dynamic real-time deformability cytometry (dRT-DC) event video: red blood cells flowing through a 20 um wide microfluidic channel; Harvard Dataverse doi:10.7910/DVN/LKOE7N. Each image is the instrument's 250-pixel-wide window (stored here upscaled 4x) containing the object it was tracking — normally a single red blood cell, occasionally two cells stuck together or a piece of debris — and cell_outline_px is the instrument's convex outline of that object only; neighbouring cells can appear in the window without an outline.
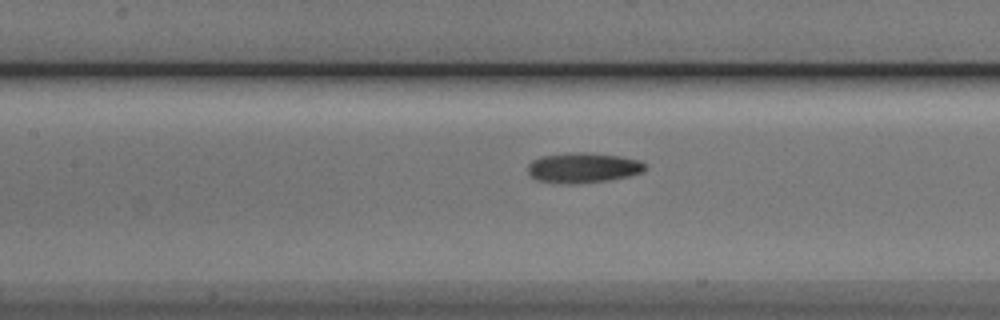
{"species": "Egyptian fruit bat (a non-hibernating species)", "species_latin": "Rousettus aegyptiacus", "temperature_condition": "cold", "stored_images_in_passage": 35, "camera_frame_rate_fps": 3000, "um_per_image_px": 0.085, "animal": {"sex": "male"}, "frame": {"image": 1, "passage_image": 13, "time_ms": 4.0, "image_size_px": [1000, 320], "cell_outline_px": [[644, 168], [640, 172], [628, 176], [608, 180], [576, 184], [560, 184], [536, 180], [528, 176], [528, 164], [532, 160], [540, 156], [572, 152], [588, 152], [620, 156], [640, 160], [644, 164]], "centroid_in_image_um": [49.48, 14.26], "position_along_channel_um": 157.9, "area_um2": 20.81}}
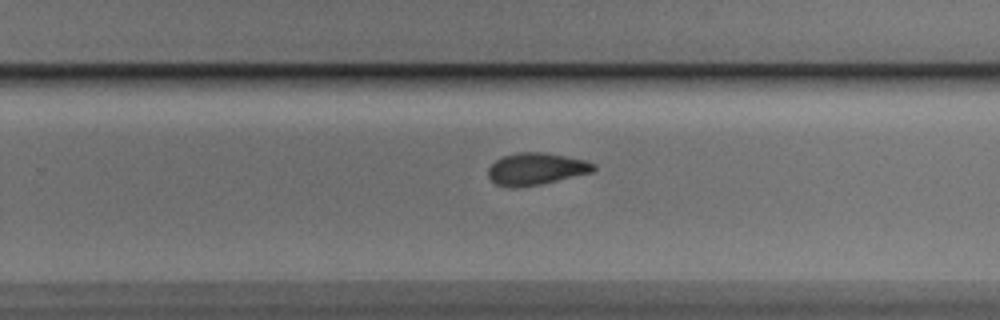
{"frame": {"image": 2, "passage_image": 23, "time_ms": 7.333, "image_size_px": [1000, 320], "cell_outline_px": [[596, 168], [592, 172], [540, 184], [520, 188], [512, 188], [496, 184], [488, 176], [488, 168], [496, 160], [504, 156], [520, 152], [548, 152], [584, 160], [596, 164]], "centroid_in_image_um": [45.56, 14.36], "position_along_channel_um": 284.2, "area_um2": 19.65}}
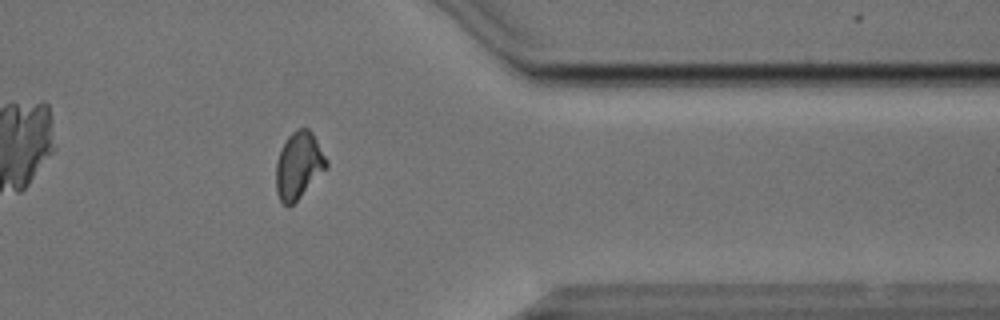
{"frame": {"image": 3, "passage_image": 32, "time_ms": 10.333, "image_size_px": [1000, 320], "cell_outline_px": [[328, 168], [292, 204], [284, 204], [280, 200], [276, 192], [276, 164], [280, 152], [288, 136], [296, 128], [308, 128], [312, 132], [328, 160]], "centroid_in_image_um": [25.41, 14.03], "position_along_channel_um": 386.0, "area_um2": 19.42}}